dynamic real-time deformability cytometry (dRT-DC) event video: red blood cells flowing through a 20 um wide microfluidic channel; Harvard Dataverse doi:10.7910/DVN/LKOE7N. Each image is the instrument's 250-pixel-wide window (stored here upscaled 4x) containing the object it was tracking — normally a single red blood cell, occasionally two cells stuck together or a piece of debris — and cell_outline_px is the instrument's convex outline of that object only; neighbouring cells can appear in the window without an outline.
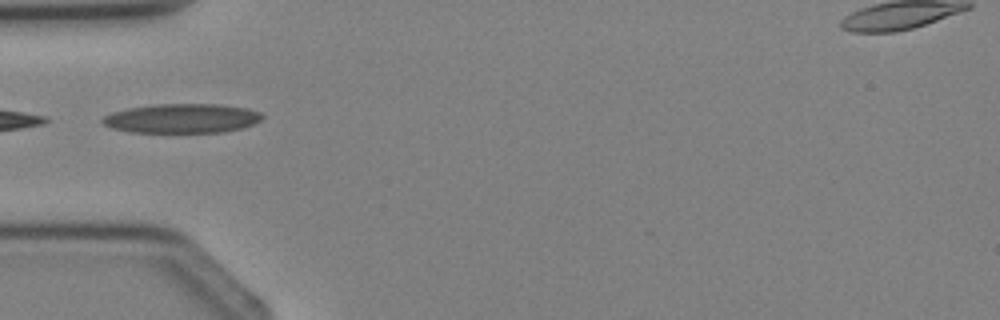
{"species": "Egyptian fruit bat (a non-hibernating species)", "species_latin": "Rousettus aegyptiacus", "temperature_condition": "cold", "stored_images_in_passage": 1, "camera_frame_rate_fps": 3000, "um_per_image_px": 0.085, "animal": {"sex": "female"}, "frame": {"image": 1, "passage_image": 1, "time_ms": 0.0, "image_size_px": [1000, 320], "cell_outline_px": [[264, 116], [260, 120], [244, 128], [224, 132], [132, 132], [112, 128], [104, 124], [100, 120], [104, 116], [112, 112], [128, 108], [156, 104], [216, 104], [248, 108], [260, 112]], "centroid_in_image_um": [15.48, 10.06], "position_along_channel_um": 69.5, "area_um2": 27.28}}